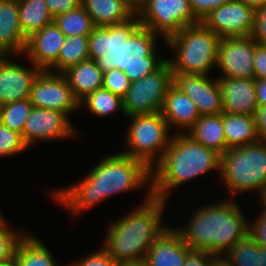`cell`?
I'll return each mask as SVG.
<instances>
[{"label": "cell", "instance_id": "1", "mask_svg": "<svg viewBox=\"0 0 266 266\" xmlns=\"http://www.w3.org/2000/svg\"><path fill=\"white\" fill-rule=\"evenodd\" d=\"M152 184L151 169L138 159L119 152L104 157L84 179L71 187L50 192L51 198L72 214H79L121 192Z\"/></svg>", "mask_w": 266, "mask_h": 266}, {"label": "cell", "instance_id": "2", "mask_svg": "<svg viewBox=\"0 0 266 266\" xmlns=\"http://www.w3.org/2000/svg\"><path fill=\"white\" fill-rule=\"evenodd\" d=\"M209 204L198 207L185 227L174 229L191 250L207 251L221 258L248 234L249 220L234 198Z\"/></svg>", "mask_w": 266, "mask_h": 266}, {"label": "cell", "instance_id": "3", "mask_svg": "<svg viewBox=\"0 0 266 266\" xmlns=\"http://www.w3.org/2000/svg\"><path fill=\"white\" fill-rule=\"evenodd\" d=\"M146 189L142 204L106 229L103 247L116 262L145 259L149 248L167 227L161 221L167 201L152 196L151 187Z\"/></svg>", "mask_w": 266, "mask_h": 266}, {"label": "cell", "instance_id": "4", "mask_svg": "<svg viewBox=\"0 0 266 266\" xmlns=\"http://www.w3.org/2000/svg\"><path fill=\"white\" fill-rule=\"evenodd\" d=\"M178 132L173 134L163 157L151 169L152 196L161 200L167 201L170 192L189 180L213 169L220 170L219 153Z\"/></svg>", "mask_w": 266, "mask_h": 266}, {"label": "cell", "instance_id": "5", "mask_svg": "<svg viewBox=\"0 0 266 266\" xmlns=\"http://www.w3.org/2000/svg\"><path fill=\"white\" fill-rule=\"evenodd\" d=\"M220 37L202 22L184 27L164 40L175 57L167 58L173 73L209 75L217 65Z\"/></svg>", "mask_w": 266, "mask_h": 266}, {"label": "cell", "instance_id": "6", "mask_svg": "<svg viewBox=\"0 0 266 266\" xmlns=\"http://www.w3.org/2000/svg\"><path fill=\"white\" fill-rule=\"evenodd\" d=\"M219 175L230 194L256 191L261 200L266 193V140L228 149L220 155Z\"/></svg>", "mask_w": 266, "mask_h": 266}, {"label": "cell", "instance_id": "7", "mask_svg": "<svg viewBox=\"0 0 266 266\" xmlns=\"http://www.w3.org/2000/svg\"><path fill=\"white\" fill-rule=\"evenodd\" d=\"M127 118L131 119L125 137L127 149L121 153L143 161L152 169L169 147L173 134L169 133L168 123L161 112L127 116Z\"/></svg>", "mask_w": 266, "mask_h": 266}, {"label": "cell", "instance_id": "8", "mask_svg": "<svg viewBox=\"0 0 266 266\" xmlns=\"http://www.w3.org/2000/svg\"><path fill=\"white\" fill-rule=\"evenodd\" d=\"M141 26L164 40L184 27L199 23L188 0H144L137 9Z\"/></svg>", "mask_w": 266, "mask_h": 266}, {"label": "cell", "instance_id": "9", "mask_svg": "<svg viewBox=\"0 0 266 266\" xmlns=\"http://www.w3.org/2000/svg\"><path fill=\"white\" fill-rule=\"evenodd\" d=\"M140 26L136 14L124 23L95 27L88 40L90 59L96 61L103 72L123 71L124 40H128Z\"/></svg>", "mask_w": 266, "mask_h": 266}, {"label": "cell", "instance_id": "10", "mask_svg": "<svg viewBox=\"0 0 266 266\" xmlns=\"http://www.w3.org/2000/svg\"><path fill=\"white\" fill-rule=\"evenodd\" d=\"M172 84L173 72L168 61L152 74L132 81L123 98L125 117L160 112Z\"/></svg>", "mask_w": 266, "mask_h": 266}, {"label": "cell", "instance_id": "11", "mask_svg": "<svg viewBox=\"0 0 266 266\" xmlns=\"http://www.w3.org/2000/svg\"><path fill=\"white\" fill-rule=\"evenodd\" d=\"M157 37L158 34L140 26L124 40L123 71L131 82L152 74L167 61L158 58Z\"/></svg>", "mask_w": 266, "mask_h": 266}, {"label": "cell", "instance_id": "12", "mask_svg": "<svg viewBox=\"0 0 266 266\" xmlns=\"http://www.w3.org/2000/svg\"><path fill=\"white\" fill-rule=\"evenodd\" d=\"M29 99L36 108L58 110L68 116L80 109L65 76L48 70H42L33 81Z\"/></svg>", "mask_w": 266, "mask_h": 266}, {"label": "cell", "instance_id": "13", "mask_svg": "<svg viewBox=\"0 0 266 266\" xmlns=\"http://www.w3.org/2000/svg\"><path fill=\"white\" fill-rule=\"evenodd\" d=\"M256 9L239 0L215 8L202 23L220 38L251 36Z\"/></svg>", "mask_w": 266, "mask_h": 266}, {"label": "cell", "instance_id": "14", "mask_svg": "<svg viewBox=\"0 0 266 266\" xmlns=\"http://www.w3.org/2000/svg\"><path fill=\"white\" fill-rule=\"evenodd\" d=\"M77 130L68 115L58 110L33 107L25 121L23 140L28 148L37 142L75 137Z\"/></svg>", "mask_w": 266, "mask_h": 266}, {"label": "cell", "instance_id": "15", "mask_svg": "<svg viewBox=\"0 0 266 266\" xmlns=\"http://www.w3.org/2000/svg\"><path fill=\"white\" fill-rule=\"evenodd\" d=\"M254 48L251 36L220 38L216 66L222 76L217 78L255 79Z\"/></svg>", "mask_w": 266, "mask_h": 266}, {"label": "cell", "instance_id": "16", "mask_svg": "<svg viewBox=\"0 0 266 266\" xmlns=\"http://www.w3.org/2000/svg\"><path fill=\"white\" fill-rule=\"evenodd\" d=\"M213 79L202 74L173 73V84L194 102L200 116L223 113L219 81Z\"/></svg>", "mask_w": 266, "mask_h": 266}, {"label": "cell", "instance_id": "17", "mask_svg": "<svg viewBox=\"0 0 266 266\" xmlns=\"http://www.w3.org/2000/svg\"><path fill=\"white\" fill-rule=\"evenodd\" d=\"M10 57L0 56V106L29 99L33 81L42 71L31 62V68H27Z\"/></svg>", "mask_w": 266, "mask_h": 266}, {"label": "cell", "instance_id": "18", "mask_svg": "<svg viewBox=\"0 0 266 266\" xmlns=\"http://www.w3.org/2000/svg\"><path fill=\"white\" fill-rule=\"evenodd\" d=\"M65 39L66 36L52 22L27 38L23 55L41 70H49L58 61Z\"/></svg>", "mask_w": 266, "mask_h": 266}, {"label": "cell", "instance_id": "19", "mask_svg": "<svg viewBox=\"0 0 266 266\" xmlns=\"http://www.w3.org/2000/svg\"><path fill=\"white\" fill-rule=\"evenodd\" d=\"M222 93L223 112L255 116L258 102L255 79L218 78Z\"/></svg>", "mask_w": 266, "mask_h": 266}, {"label": "cell", "instance_id": "20", "mask_svg": "<svg viewBox=\"0 0 266 266\" xmlns=\"http://www.w3.org/2000/svg\"><path fill=\"white\" fill-rule=\"evenodd\" d=\"M191 251L174 229L166 227L146 254L147 266H184Z\"/></svg>", "mask_w": 266, "mask_h": 266}, {"label": "cell", "instance_id": "21", "mask_svg": "<svg viewBox=\"0 0 266 266\" xmlns=\"http://www.w3.org/2000/svg\"><path fill=\"white\" fill-rule=\"evenodd\" d=\"M26 43L20 27L18 0H0V56L23 55Z\"/></svg>", "mask_w": 266, "mask_h": 266}, {"label": "cell", "instance_id": "22", "mask_svg": "<svg viewBox=\"0 0 266 266\" xmlns=\"http://www.w3.org/2000/svg\"><path fill=\"white\" fill-rule=\"evenodd\" d=\"M160 112L170 130L173 125L181 131H188L200 117L194 102L174 84L168 88Z\"/></svg>", "mask_w": 266, "mask_h": 266}, {"label": "cell", "instance_id": "23", "mask_svg": "<svg viewBox=\"0 0 266 266\" xmlns=\"http://www.w3.org/2000/svg\"><path fill=\"white\" fill-rule=\"evenodd\" d=\"M81 5L96 27L124 23L137 14L127 0H81Z\"/></svg>", "mask_w": 266, "mask_h": 266}, {"label": "cell", "instance_id": "24", "mask_svg": "<svg viewBox=\"0 0 266 266\" xmlns=\"http://www.w3.org/2000/svg\"><path fill=\"white\" fill-rule=\"evenodd\" d=\"M62 74L67 79L75 98L79 102L88 94L101 89L103 85V71L92 59L81 61Z\"/></svg>", "mask_w": 266, "mask_h": 266}, {"label": "cell", "instance_id": "25", "mask_svg": "<svg viewBox=\"0 0 266 266\" xmlns=\"http://www.w3.org/2000/svg\"><path fill=\"white\" fill-rule=\"evenodd\" d=\"M185 133L194 141L215 150L220 155L228 150L223 126V113L200 116Z\"/></svg>", "mask_w": 266, "mask_h": 266}, {"label": "cell", "instance_id": "26", "mask_svg": "<svg viewBox=\"0 0 266 266\" xmlns=\"http://www.w3.org/2000/svg\"><path fill=\"white\" fill-rule=\"evenodd\" d=\"M227 148H236L259 141L255 116L223 112Z\"/></svg>", "mask_w": 266, "mask_h": 266}, {"label": "cell", "instance_id": "27", "mask_svg": "<svg viewBox=\"0 0 266 266\" xmlns=\"http://www.w3.org/2000/svg\"><path fill=\"white\" fill-rule=\"evenodd\" d=\"M47 246L32 234H26L19 240L14 254L17 266H59Z\"/></svg>", "mask_w": 266, "mask_h": 266}, {"label": "cell", "instance_id": "28", "mask_svg": "<svg viewBox=\"0 0 266 266\" xmlns=\"http://www.w3.org/2000/svg\"><path fill=\"white\" fill-rule=\"evenodd\" d=\"M21 30L26 38L53 22L45 0H18Z\"/></svg>", "mask_w": 266, "mask_h": 266}, {"label": "cell", "instance_id": "29", "mask_svg": "<svg viewBox=\"0 0 266 266\" xmlns=\"http://www.w3.org/2000/svg\"><path fill=\"white\" fill-rule=\"evenodd\" d=\"M89 36L74 35L66 37L60 49L58 61L48 70L53 73H63L68 68L90 59Z\"/></svg>", "mask_w": 266, "mask_h": 266}, {"label": "cell", "instance_id": "30", "mask_svg": "<svg viewBox=\"0 0 266 266\" xmlns=\"http://www.w3.org/2000/svg\"><path fill=\"white\" fill-rule=\"evenodd\" d=\"M53 22L66 37L89 36L96 27L82 5L55 16Z\"/></svg>", "mask_w": 266, "mask_h": 266}, {"label": "cell", "instance_id": "31", "mask_svg": "<svg viewBox=\"0 0 266 266\" xmlns=\"http://www.w3.org/2000/svg\"><path fill=\"white\" fill-rule=\"evenodd\" d=\"M79 105L80 107L86 106L93 115L103 118L116 113L118 110L125 115L123 99L103 88L88 94L79 102Z\"/></svg>", "mask_w": 266, "mask_h": 266}, {"label": "cell", "instance_id": "32", "mask_svg": "<svg viewBox=\"0 0 266 266\" xmlns=\"http://www.w3.org/2000/svg\"><path fill=\"white\" fill-rule=\"evenodd\" d=\"M221 259L229 266H260V246L247 234Z\"/></svg>", "mask_w": 266, "mask_h": 266}, {"label": "cell", "instance_id": "33", "mask_svg": "<svg viewBox=\"0 0 266 266\" xmlns=\"http://www.w3.org/2000/svg\"><path fill=\"white\" fill-rule=\"evenodd\" d=\"M33 107L30 99L3 104L0 106V123L23 137L25 121Z\"/></svg>", "mask_w": 266, "mask_h": 266}, {"label": "cell", "instance_id": "34", "mask_svg": "<svg viewBox=\"0 0 266 266\" xmlns=\"http://www.w3.org/2000/svg\"><path fill=\"white\" fill-rule=\"evenodd\" d=\"M7 225L0 212V266L13 262L19 240L25 235L22 231L9 228Z\"/></svg>", "mask_w": 266, "mask_h": 266}, {"label": "cell", "instance_id": "35", "mask_svg": "<svg viewBox=\"0 0 266 266\" xmlns=\"http://www.w3.org/2000/svg\"><path fill=\"white\" fill-rule=\"evenodd\" d=\"M29 149L20 133L0 123V158L13 156Z\"/></svg>", "mask_w": 266, "mask_h": 266}, {"label": "cell", "instance_id": "36", "mask_svg": "<svg viewBox=\"0 0 266 266\" xmlns=\"http://www.w3.org/2000/svg\"><path fill=\"white\" fill-rule=\"evenodd\" d=\"M130 85L131 81L122 70L112 69L103 72L102 88L122 99L125 97Z\"/></svg>", "mask_w": 266, "mask_h": 266}, {"label": "cell", "instance_id": "37", "mask_svg": "<svg viewBox=\"0 0 266 266\" xmlns=\"http://www.w3.org/2000/svg\"><path fill=\"white\" fill-rule=\"evenodd\" d=\"M117 262L109 255L102 246L100 250L88 254L85 258L72 262L69 266H116Z\"/></svg>", "mask_w": 266, "mask_h": 266}, {"label": "cell", "instance_id": "38", "mask_svg": "<svg viewBox=\"0 0 266 266\" xmlns=\"http://www.w3.org/2000/svg\"><path fill=\"white\" fill-rule=\"evenodd\" d=\"M257 216L254 222H248V235L260 246L266 247V208Z\"/></svg>", "mask_w": 266, "mask_h": 266}, {"label": "cell", "instance_id": "39", "mask_svg": "<svg viewBox=\"0 0 266 266\" xmlns=\"http://www.w3.org/2000/svg\"><path fill=\"white\" fill-rule=\"evenodd\" d=\"M192 13L195 18L202 22V20L215 8L226 4L229 0H188Z\"/></svg>", "mask_w": 266, "mask_h": 266}, {"label": "cell", "instance_id": "40", "mask_svg": "<svg viewBox=\"0 0 266 266\" xmlns=\"http://www.w3.org/2000/svg\"><path fill=\"white\" fill-rule=\"evenodd\" d=\"M251 38L259 45H266V4L256 8Z\"/></svg>", "mask_w": 266, "mask_h": 266}, {"label": "cell", "instance_id": "41", "mask_svg": "<svg viewBox=\"0 0 266 266\" xmlns=\"http://www.w3.org/2000/svg\"><path fill=\"white\" fill-rule=\"evenodd\" d=\"M220 257L199 250H191L186 258L184 266H214Z\"/></svg>", "mask_w": 266, "mask_h": 266}, {"label": "cell", "instance_id": "42", "mask_svg": "<svg viewBox=\"0 0 266 266\" xmlns=\"http://www.w3.org/2000/svg\"><path fill=\"white\" fill-rule=\"evenodd\" d=\"M253 69L255 79H266V45L255 42Z\"/></svg>", "mask_w": 266, "mask_h": 266}, {"label": "cell", "instance_id": "43", "mask_svg": "<svg viewBox=\"0 0 266 266\" xmlns=\"http://www.w3.org/2000/svg\"><path fill=\"white\" fill-rule=\"evenodd\" d=\"M53 17L69 12L81 5V0H45Z\"/></svg>", "mask_w": 266, "mask_h": 266}, {"label": "cell", "instance_id": "44", "mask_svg": "<svg viewBox=\"0 0 266 266\" xmlns=\"http://www.w3.org/2000/svg\"><path fill=\"white\" fill-rule=\"evenodd\" d=\"M255 120L259 139L266 140V106H258Z\"/></svg>", "mask_w": 266, "mask_h": 266}, {"label": "cell", "instance_id": "45", "mask_svg": "<svg viewBox=\"0 0 266 266\" xmlns=\"http://www.w3.org/2000/svg\"><path fill=\"white\" fill-rule=\"evenodd\" d=\"M255 95L258 106H266V79H255Z\"/></svg>", "mask_w": 266, "mask_h": 266}, {"label": "cell", "instance_id": "46", "mask_svg": "<svg viewBox=\"0 0 266 266\" xmlns=\"http://www.w3.org/2000/svg\"><path fill=\"white\" fill-rule=\"evenodd\" d=\"M116 266H147L145 259L139 261L117 262Z\"/></svg>", "mask_w": 266, "mask_h": 266}, {"label": "cell", "instance_id": "47", "mask_svg": "<svg viewBox=\"0 0 266 266\" xmlns=\"http://www.w3.org/2000/svg\"><path fill=\"white\" fill-rule=\"evenodd\" d=\"M239 1L255 9L261 7L263 4H266V0H239Z\"/></svg>", "mask_w": 266, "mask_h": 266}, {"label": "cell", "instance_id": "48", "mask_svg": "<svg viewBox=\"0 0 266 266\" xmlns=\"http://www.w3.org/2000/svg\"><path fill=\"white\" fill-rule=\"evenodd\" d=\"M260 266H266V247H260Z\"/></svg>", "mask_w": 266, "mask_h": 266}, {"label": "cell", "instance_id": "49", "mask_svg": "<svg viewBox=\"0 0 266 266\" xmlns=\"http://www.w3.org/2000/svg\"><path fill=\"white\" fill-rule=\"evenodd\" d=\"M136 10L143 4L144 0H127Z\"/></svg>", "mask_w": 266, "mask_h": 266}, {"label": "cell", "instance_id": "50", "mask_svg": "<svg viewBox=\"0 0 266 266\" xmlns=\"http://www.w3.org/2000/svg\"><path fill=\"white\" fill-rule=\"evenodd\" d=\"M214 266H229L223 259H219Z\"/></svg>", "mask_w": 266, "mask_h": 266}, {"label": "cell", "instance_id": "51", "mask_svg": "<svg viewBox=\"0 0 266 266\" xmlns=\"http://www.w3.org/2000/svg\"><path fill=\"white\" fill-rule=\"evenodd\" d=\"M260 201H261V205H263L266 208V193Z\"/></svg>", "mask_w": 266, "mask_h": 266}, {"label": "cell", "instance_id": "52", "mask_svg": "<svg viewBox=\"0 0 266 266\" xmlns=\"http://www.w3.org/2000/svg\"><path fill=\"white\" fill-rule=\"evenodd\" d=\"M4 266H17V265H16V263L13 261V262H11V263H9V264H7V265H4Z\"/></svg>", "mask_w": 266, "mask_h": 266}]
</instances>
